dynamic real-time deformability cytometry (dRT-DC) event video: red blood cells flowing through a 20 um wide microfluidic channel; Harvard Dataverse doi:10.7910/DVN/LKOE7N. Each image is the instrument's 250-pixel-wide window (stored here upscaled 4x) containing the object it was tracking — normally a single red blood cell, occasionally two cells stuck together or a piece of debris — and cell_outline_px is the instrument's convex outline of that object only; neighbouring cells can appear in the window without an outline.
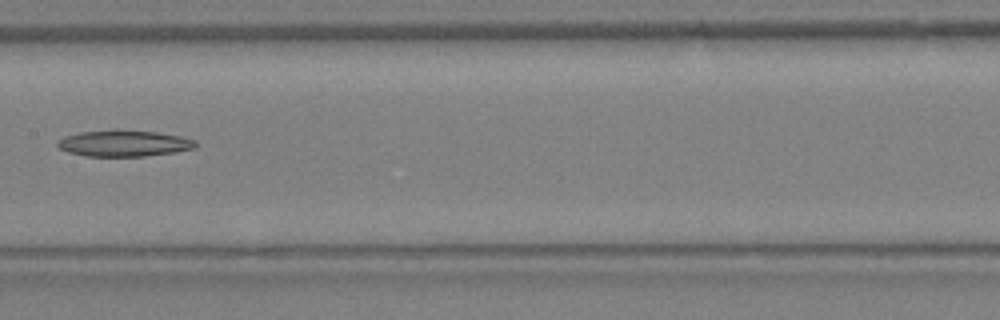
{"species": "Egyptian fruit bat (a non-hibernating species)", "species_latin": "Rousettus aegyptiacus", "temperature_condition": "warm", "stored_images_in_passage": 19, "camera_frame_rate_fps": 3000, "um_per_image_px": 0.085, "animal": {"sex": "female"}, "frame": {"image": 1, "passage_image": 16, "time_ms": 5.0, "image_size_px": [1000, 320], "cell_outline_px": [[196, 148], [176, 152], [144, 156], [88, 156], [68, 152], [60, 148], [56, 144], [64, 136], [80, 132], [116, 128], [156, 132], [180, 136], [196, 140]], "centroid_in_image_um": [10.55, 12.16], "position_along_channel_um": 196.8, "area_um2": 21.39}}